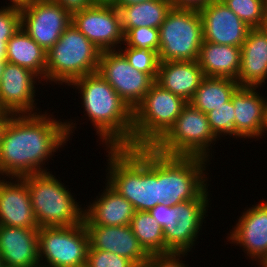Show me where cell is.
I'll return each instance as SVG.
<instances>
[{
	"label": "cell",
	"instance_id": "obj_33",
	"mask_svg": "<svg viewBox=\"0 0 267 267\" xmlns=\"http://www.w3.org/2000/svg\"><path fill=\"white\" fill-rule=\"evenodd\" d=\"M21 27L20 8L14 6H3L0 8V57L6 56L8 40Z\"/></svg>",
	"mask_w": 267,
	"mask_h": 267
},
{
	"label": "cell",
	"instance_id": "obj_5",
	"mask_svg": "<svg viewBox=\"0 0 267 267\" xmlns=\"http://www.w3.org/2000/svg\"><path fill=\"white\" fill-rule=\"evenodd\" d=\"M22 178L29 189L39 228L73 226L83 222L84 209L52 173L32 174Z\"/></svg>",
	"mask_w": 267,
	"mask_h": 267
},
{
	"label": "cell",
	"instance_id": "obj_42",
	"mask_svg": "<svg viewBox=\"0 0 267 267\" xmlns=\"http://www.w3.org/2000/svg\"><path fill=\"white\" fill-rule=\"evenodd\" d=\"M33 1H35V0H10V2H11L10 6L21 8L27 4L32 3Z\"/></svg>",
	"mask_w": 267,
	"mask_h": 267
},
{
	"label": "cell",
	"instance_id": "obj_29",
	"mask_svg": "<svg viewBox=\"0 0 267 267\" xmlns=\"http://www.w3.org/2000/svg\"><path fill=\"white\" fill-rule=\"evenodd\" d=\"M130 227L149 254H165L164 231L149 211H135Z\"/></svg>",
	"mask_w": 267,
	"mask_h": 267
},
{
	"label": "cell",
	"instance_id": "obj_46",
	"mask_svg": "<svg viewBox=\"0 0 267 267\" xmlns=\"http://www.w3.org/2000/svg\"><path fill=\"white\" fill-rule=\"evenodd\" d=\"M2 266H3V262H2V259L0 257V267H2Z\"/></svg>",
	"mask_w": 267,
	"mask_h": 267
},
{
	"label": "cell",
	"instance_id": "obj_12",
	"mask_svg": "<svg viewBox=\"0 0 267 267\" xmlns=\"http://www.w3.org/2000/svg\"><path fill=\"white\" fill-rule=\"evenodd\" d=\"M98 72L132 111L155 82L149 74L133 68L119 50L101 52Z\"/></svg>",
	"mask_w": 267,
	"mask_h": 267
},
{
	"label": "cell",
	"instance_id": "obj_18",
	"mask_svg": "<svg viewBox=\"0 0 267 267\" xmlns=\"http://www.w3.org/2000/svg\"><path fill=\"white\" fill-rule=\"evenodd\" d=\"M255 87H238L231 96L235 112V137L259 138L267 128V98ZM260 95V96H259Z\"/></svg>",
	"mask_w": 267,
	"mask_h": 267
},
{
	"label": "cell",
	"instance_id": "obj_9",
	"mask_svg": "<svg viewBox=\"0 0 267 267\" xmlns=\"http://www.w3.org/2000/svg\"><path fill=\"white\" fill-rule=\"evenodd\" d=\"M216 138L207 114L188 102L174 124L152 147L165 155L196 156L209 162V147L217 141Z\"/></svg>",
	"mask_w": 267,
	"mask_h": 267
},
{
	"label": "cell",
	"instance_id": "obj_36",
	"mask_svg": "<svg viewBox=\"0 0 267 267\" xmlns=\"http://www.w3.org/2000/svg\"><path fill=\"white\" fill-rule=\"evenodd\" d=\"M187 256V253H166V254H151L143 267H188L184 262L179 260L181 257Z\"/></svg>",
	"mask_w": 267,
	"mask_h": 267
},
{
	"label": "cell",
	"instance_id": "obj_27",
	"mask_svg": "<svg viewBox=\"0 0 267 267\" xmlns=\"http://www.w3.org/2000/svg\"><path fill=\"white\" fill-rule=\"evenodd\" d=\"M172 7L170 0H151L122 7L119 12L124 35L141 26L159 29Z\"/></svg>",
	"mask_w": 267,
	"mask_h": 267
},
{
	"label": "cell",
	"instance_id": "obj_26",
	"mask_svg": "<svg viewBox=\"0 0 267 267\" xmlns=\"http://www.w3.org/2000/svg\"><path fill=\"white\" fill-rule=\"evenodd\" d=\"M47 52L22 27L8 40L7 62L29 69L45 80Z\"/></svg>",
	"mask_w": 267,
	"mask_h": 267
},
{
	"label": "cell",
	"instance_id": "obj_16",
	"mask_svg": "<svg viewBox=\"0 0 267 267\" xmlns=\"http://www.w3.org/2000/svg\"><path fill=\"white\" fill-rule=\"evenodd\" d=\"M37 80L29 69L7 62L0 81V110L14 115L37 114L33 112Z\"/></svg>",
	"mask_w": 267,
	"mask_h": 267
},
{
	"label": "cell",
	"instance_id": "obj_40",
	"mask_svg": "<svg viewBox=\"0 0 267 267\" xmlns=\"http://www.w3.org/2000/svg\"><path fill=\"white\" fill-rule=\"evenodd\" d=\"M148 1H151V0H118L115 8L120 10L122 7H125V6L143 3V2H148Z\"/></svg>",
	"mask_w": 267,
	"mask_h": 267
},
{
	"label": "cell",
	"instance_id": "obj_35",
	"mask_svg": "<svg viewBox=\"0 0 267 267\" xmlns=\"http://www.w3.org/2000/svg\"><path fill=\"white\" fill-rule=\"evenodd\" d=\"M126 257L112 252L93 249L90 245L87 251L85 267H135Z\"/></svg>",
	"mask_w": 267,
	"mask_h": 267
},
{
	"label": "cell",
	"instance_id": "obj_11",
	"mask_svg": "<svg viewBox=\"0 0 267 267\" xmlns=\"http://www.w3.org/2000/svg\"><path fill=\"white\" fill-rule=\"evenodd\" d=\"M38 247L40 267H85L89 234L84 222L38 228Z\"/></svg>",
	"mask_w": 267,
	"mask_h": 267
},
{
	"label": "cell",
	"instance_id": "obj_37",
	"mask_svg": "<svg viewBox=\"0 0 267 267\" xmlns=\"http://www.w3.org/2000/svg\"><path fill=\"white\" fill-rule=\"evenodd\" d=\"M61 5L71 16L77 12L92 6L91 0H55Z\"/></svg>",
	"mask_w": 267,
	"mask_h": 267
},
{
	"label": "cell",
	"instance_id": "obj_8",
	"mask_svg": "<svg viewBox=\"0 0 267 267\" xmlns=\"http://www.w3.org/2000/svg\"><path fill=\"white\" fill-rule=\"evenodd\" d=\"M207 190L196 199L174 206L158 204L149 211L164 231L165 254L187 253L195 245L209 207Z\"/></svg>",
	"mask_w": 267,
	"mask_h": 267
},
{
	"label": "cell",
	"instance_id": "obj_6",
	"mask_svg": "<svg viewBox=\"0 0 267 267\" xmlns=\"http://www.w3.org/2000/svg\"><path fill=\"white\" fill-rule=\"evenodd\" d=\"M188 104L156 81L133 110V148L152 147Z\"/></svg>",
	"mask_w": 267,
	"mask_h": 267
},
{
	"label": "cell",
	"instance_id": "obj_22",
	"mask_svg": "<svg viewBox=\"0 0 267 267\" xmlns=\"http://www.w3.org/2000/svg\"><path fill=\"white\" fill-rule=\"evenodd\" d=\"M267 79V33L251 28L241 46V65L237 76L240 87L258 88Z\"/></svg>",
	"mask_w": 267,
	"mask_h": 267
},
{
	"label": "cell",
	"instance_id": "obj_44",
	"mask_svg": "<svg viewBox=\"0 0 267 267\" xmlns=\"http://www.w3.org/2000/svg\"><path fill=\"white\" fill-rule=\"evenodd\" d=\"M259 265H260L261 267H267V258L263 259V260L259 263Z\"/></svg>",
	"mask_w": 267,
	"mask_h": 267
},
{
	"label": "cell",
	"instance_id": "obj_15",
	"mask_svg": "<svg viewBox=\"0 0 267 267\" xmlns=\"http://www.w3.org/2000/svg\"><path fill=\"white\" fill-rule=\"evenodd\" d=\"M204 41L241 47L251 27L243 22L221 0H213L198 10Z\"/></svg>",
	"mask_w": 267,
	"mask_h": 267
},
{
	"label": "cell",
	"instance_id": "obj_43",
	"mask_svg": "<svg viewBox=\"0 0 267 267\" xmlns=\"http://www.w3.org/2000/svg\"><path fill=\"white\" fill-rule=\"evenodd\" d=\"M6 63H7V57H0V81H1V77H2Z\"/></svg>",
	"mask_w": 267,
	"mask_h": 267
},
{
	"label": "cell",
	"instance_id": "obj_28",
	"mask_svg": "<svg viewBox=\"0 0 267 267\" xmlns=\"http://www.w3.org/2000/svg\"><path fill=\"white\" fill-rule=\"evenodd\" d=\"M238 87L235 79L205 76L189 103L207 114L227 103Z\"/></svg>",
	"mask_w": 267,
	"mask_h": 267
},
{
	"label": "cell",
	"instance_id": "obj_30",
	"mask_svg": "<svg viewBox=\"0 0 267 267\" xmlns=\"http://www.w3.org/2000/svg\"><path fill=\"white\" fill-rule=\"evenodd\" d=\"M251 28H262L267 17V0H221Z\"/></svg>",
	"mask_w": 267,
	"mask_h": 267
},
{
	"label": "cell",
	"instance_id": "obj_39",
	"mask_svg": "<svg viewBox=\"0 0 267 267\" xmlns=\"http://www.w3.org/2000/svg\"><path fill=\"white\" fill-rule=\"evenodd\" d=\"M14 114L9 113L7 111H3L0 110V143H1V139L4 133V130L7 126V124L10 121V118L13 116Z\"/></svg>",
	"mask_w": 267,
	"mask_h": 267
},
{
	"label": "cell",
	"instance_id": "obj_23",
	"mask_svg": "<svg viewBox=\"0 0 267 267\" xmlns=\"http://www.w3.org/2000/svg\"><path fill=\"white\" fill-rule=\"evenodd\" d=\"M105 190L93 203L84 208L85 225L124 226L130 225L134 216L133 205L108 183Z\"/></svg>",
	"mask_w": 267,
	"mask_h": 267
},
{
	"label": "cell",
	"instance_id": "obj_20",
	"mask_svg": "<svg viewBox=\"0 0 267 267\" xmlns=\"http://www.w3.org/2000/svg\"><path fill=\"white\" fill-rule=\"evenodd\" d=\"M9 180H0V225L39 228L24 179L10 177Z\"/></svg>",
	"mask_w": 267,
	"mask_h": 267
},
{
	"label": "cell",
	"instance_id": "obj_19",
	"mask_svg": "<svg viewBox=\"0 0 267 267\" xmlns=\"http://www.w3.org/2000/svg\"><path fill=\"white\" fill-rule=\"evenodd\" d=\"M85 226L89 234V245L93 249L108 251L126 257L139 267H143L150 256L140 245L130 225Z\"/></svg>",
	"mask_w": 267,
	"mask_h": 267
},
{
	"label": "cell",
	"instance_id": "obj_38",
	"mask_svg": "<svg viewBox=\"0 0 267 267\" xmlns=\"http://www.w3.org/2000/svg\"><path fill=\"white\" fill-rule=\"evenodd\" d=\"M213 0H170L173 7L200 10Z\"/></svg>",
	"mask_w": 267,
	"mask_h": 267
},
{
	"label": "cell",
	"instance_id": "obj_13",
	"mask_svg": "<svg viewBox=\"0 0 267 267\" xmlns=\"http://www.w3.org/2000/svg\"><path fill=\"white\" fill-rule=\"evenodd\" d=\"M21 27L46 52L72 23V16L55 0H35L20 8Z\"/></svg>",
	"mask_w": 267,
	"mask_h": 267
},
{
	"label": "cell",
	"instance_id": "obj_10",
	"mask_svg": "<svg viewBox=\"0 0 267 267\" xmlns=\"http://www.w3.org/2000/svg\"><path fill=\"white\" fill-rule=\"evenodd\" d=\"M203 41L199 11L172 7L159 28V60H198Z\"/></svg>",
	"mask_w": 267,
	"mask_h": 267
},
{
	"label": "cell",
	"instance_id": "obj_7",
	"mask_svg": "<svg viewBox=\"0 0 267 267\" xmlns=\"http://www.w3.org/2000/svg\"><path fill=\"white\" fill-rule=\"evenodd\" d=\"M207 161L196 156H172L157 152L159 204L174 206L198 198L208 188L205 175Z\"/></svg>",
	"mask_w": 267,
	"mask_h": 267
},
{
	"label": "cell",
	"instance_id": "obj_25",
	"mask_svg": "<svg viewBox=\"0 0 267 267\" xmlns=\"http://www.w3.org/2000/svg\"><path fill=\"white\" fill-rule=\"evenodd\" d=\"M197 61L206 77L236 80L241 65V47L203 41Z\"/></svg>",
	"mask_w": 267,
	"mask_h": 267
},
{
	"label": "cell",
	"instance_id": "obj_34",
	"mask_svg": "<svg viewBox=\"0 0 267 267\" xmlns=\"http://www.w3.org/2000/svg\"><path fill=\"white\" fill-rule=\"evenodd\" d=\"M124 43L128 47L159 52V29L153 27H137L124 35Z\"/></svg>",
	"mask_w": 267,
	"mask_h": 267
},
{
	"label": "cell",
	"instance_id": "obj_3",
	"mask_svg": "<svg viewBox=\"0 0 267 267\" xmlns=\"http://www.w3.org/2000/svg\"><path fill=\"white\" fill-rule=\"evenodd\" d=\"M106 149H109L107 183L126 198L135 211H150L158 205L157 151L153 147Z\"/></svg>",
	"mask_w": 267,
	"mask_h": 267
},
{
	"label": "cell",
	"instance_id": "obj_41",
	"mask_svg": "<svg viewBox=\"0 0 267 267\" xmlns=\"http://www.w3.org/2000/svg\"><path fill=\"white\" fill-rule=\"evenodd\" d=\"M93 5L115 7L118 0H91Z\"/></svg>",
	"mask_w": 267,
	"mask_h": 267
},
{
	"label": "cell",
	"instance_id": "obj_4",
	"mask_svg": "<svg viewBox=\"0 0 267 267\" xmlns=\"http://www.w3.org/2000/svg\"><path fill=\"white\" fill-rule=\"evenodd\" d=\"M101 52L71 23L47 51L45 81L70 86L76 79L98 72Z\"/></svg>",
	"mask_w": 267,
	"mask_h": 267
},
{
	"label": "cell",
	"instance_id": "obj_17",
	"mask_svg": "<svg viewBox=\"0 0 267 267\" xmlns=\"http://www.w3.org/2000/svg\"><path fill=\"white\" fill-rule=\"evenodd\" d=\"M246 209L227 237L230 243L239 244L253 260L267 258V201Z\"/></svg>",
	"mask_w": 267,
	"mask_h": 267
},
{
	"label": "cell",
	"instance_id": "obj_14",
	"mask_svg": "<svg viewBox=\"0 0 267 267\" xmlns=\"http://www.w3.org/2000/svg\"><path fill=\"white\" fill-rule=\"evenodd\" d=\"M72 24L101 51L117 50L124 43L121 15L115 7L92 5L73 14Z\"/></svg>",
	"mask_w": 267,
	"mask_h": 267
},
{
	"label": "cell",
	"instance_id": "obj_24",
	"mask_svg": "<svg viewBox=\"0 0 267 267\" xmlns=\"http://www.w3.org/2000/svg\"><path fill=\"white\" fill-rule=\"evenodd\" d=\"M197 60L160 62L156 82L190 101L204 78Z\"/></svg>",
	"mask_w": 267,
	"mask_h": 267
},
{
	"label": "cell",
	"instance_id": "obj_2",
	"mask_svg": "<svg viewBox=\"0 0 267 267\" xmlns=\"http://www.w3.org/2000/svg\"><path fill=\"white\" fill-rule=\"evenodd\" d=\"M70 85L81 93L83 108L107 148H133V111L99 72Z\"/></svg>",
	"mask_w": 267,
	"mask_h": 267
},
{
	"label": "cell",
	"instance_id": "obj_1",
	"mask_svg": "<svg viewBox=\"0 0 267 267\" xmlns=\"http://www.w3.org/2000/svg\"><path fill=\"white\" fill-rule=\"evenodd\" d=\"M48 114H19L10 118L0 143L1 175L8 179L47 173L42 165L70 140L76 125Z\"/></svg>",
	"mask_w": 267,
	"mask_h": 267
},
{
	"label": "cell",
	"instance_id": "obj_32",
	"mask_svg": "<svg viewBox=\"0 0 267 267\" xmlns=\"http://www.w3.org/2000/svg\"><path fill=\"white\" fill-rule=\"evenodd\" d=\"M231 99L215 110L207 113L208 122L214 135L217 137L235 136V112Z\"/></svg>",
	"mask_w": 267,
	"mask_h": 267
},
{
	"label": "cell",
	"instance_id": "obj_45",
	"mask_svg": "<svg viewBox=\"0 0 267 267\" xmlns=\"http://www.w3.org/2000/svg\"><path fill=\"white\" fill-rule=\"evenodd\" d=\"M262 28L267 33V17H266V19L264 21V24H263Z\"/></svg>",
	"mask_w": 267,
	"mask_h": 267
},
{
	"label": "cell",
	"instance_id": "obj_21",
	"mask_svg": "<svg viewBox=\"0 0 267 267\" xmlns=\"http://www.w3.org/2000/svg\"><path fill=\"white\" fill-rule=\"evenodd\" d=\"M0 257L9 267H40L38 228L0 225Z\"/></svg>",
	"mask_w": 267,
	"mask_h": 267
},
{
	"label": "cell",
	"instance_id": "obj_31",
	"mask_svg": "<svg viewBox=\"0 0 267 267\" xmlns=\"http://www.w3.org/2000/svg\"><path fill=\"white\" fill-rule=\"evenodd\" d=\"M118 50L125 56L129 64L140 72L149 74L155 81L159 70V55L157 51L143 50L126 46Z\"/></svg>",
	"mask_w": 267,
	"mask_h": 267
}]
</instances>
